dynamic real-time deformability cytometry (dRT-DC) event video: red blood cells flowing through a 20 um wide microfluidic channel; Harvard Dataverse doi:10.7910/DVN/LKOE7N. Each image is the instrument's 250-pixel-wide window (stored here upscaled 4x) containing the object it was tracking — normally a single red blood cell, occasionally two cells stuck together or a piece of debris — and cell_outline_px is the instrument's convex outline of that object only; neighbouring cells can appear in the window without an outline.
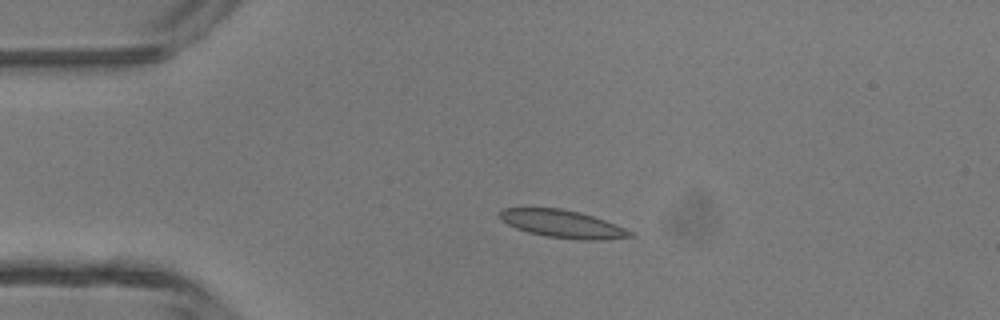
{"species": "common noctule bat (a hibernating species)", "species_latin": "Nyctalus noctula", "temperature_condition": "room temperature", "stored_images_in_passage": 45, "camera_frame_rate_fps": 3000, "um_per_image_px": 0.085, "animal": {"sex": "male", "body_mass_g": 13.3}, "frame": {"image": 1, "passage_image": 8, "time_ms": 2.333, "image_size_px": [1000, 320], "cell_outline_px": [[636, 236], [604, 240], [580, 240], [544, 236], [528, 232], [516, 228], [500, 220], [496, 212], [504, 208], [560, 208], [580, 212], [604, 220], [624, 228], [632, 232]], "centroid_in_image_um": [47.78, 19.04], "position_along_channel_um": 37.2, "area_um2": 21.15}}
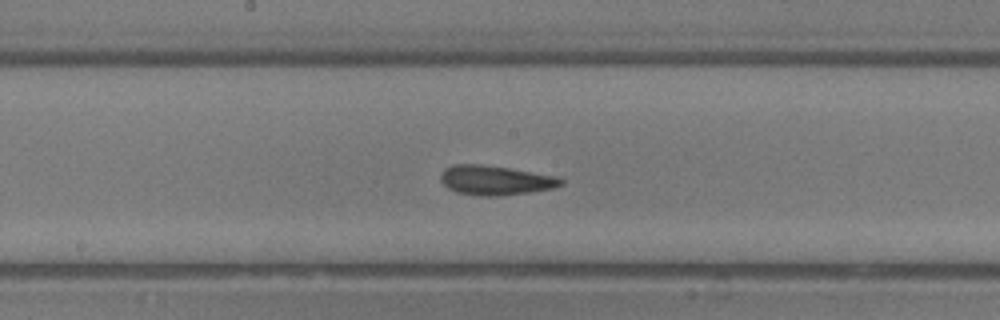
{"frame": {"image": 2, "passage_image": 22, "time_ms": 7.0, "image_size_px": [1000, 320], "cell_outline_px": [[564, 184], [552, 188], [528, 192], [500, 196], [480, 196], [456, 192], [448, 188], [440, 180], [440, 172], [444, 168], [452, 164], [480, 164], [508, 168], [556, 176], [564, 180]], "centroid_in_image_um": [42.06, 15.32], "position_along_channel_um": 206.1, "area_um2": 20.69}}
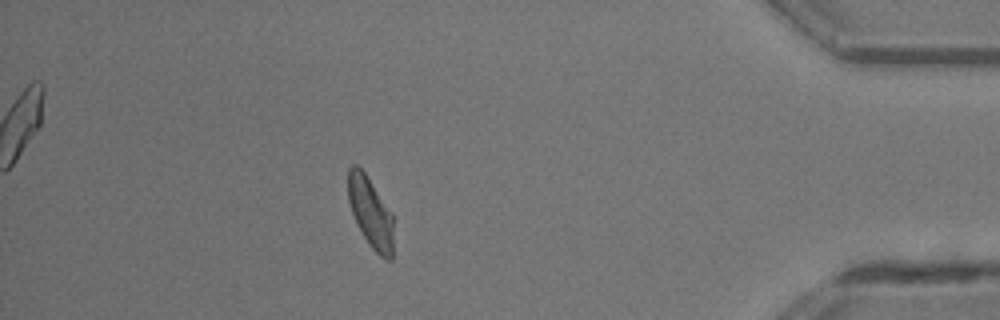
{"frame": {"image": 3, "passage_image": 39, "time_ms": 12.667, "image_size_px": [1000, 320], "cell_outline_px": [[392, 260], [384, 260], [368, 244], [352, 212], [348, 200], [348, 168], [352, 164], [356, 164], [364, 172], [392, 212]], "centroid_in_image_um": [31.49, 18.05], "position_along_channel_um": 403.7, "area_um2": 18.38}, "authors_computed_cell_mechanics": {"area_um2": 20.2878, "velocity_mm_per_s": 4.3454, "shape_relaxation_time_tau1_ms": 5.861, "shape_relaxation_time_tau2_ms": 2.0994, "deformation_change_tau1": 0.163, "deformation_change_tau2": 0.0934}}